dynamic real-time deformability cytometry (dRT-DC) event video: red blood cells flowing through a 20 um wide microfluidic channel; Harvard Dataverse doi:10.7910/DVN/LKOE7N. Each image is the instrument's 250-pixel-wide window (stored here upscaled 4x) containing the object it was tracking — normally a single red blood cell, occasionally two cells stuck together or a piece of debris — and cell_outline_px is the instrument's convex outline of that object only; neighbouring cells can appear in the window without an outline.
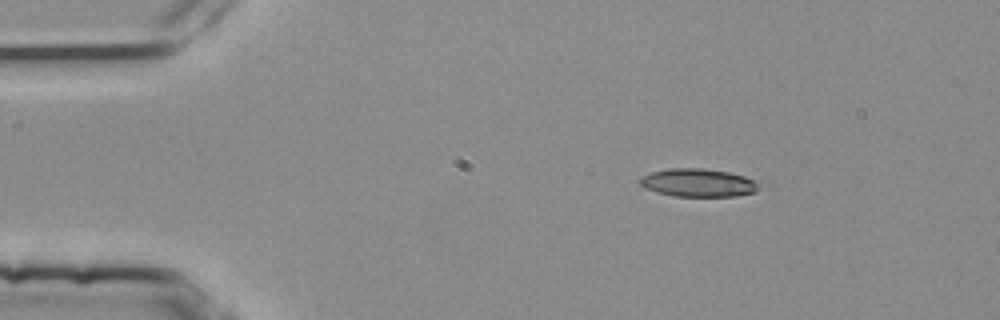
{"species": "common noctule bat (a hibernating species)", "species_latin": "Nyctalus noctula", "temperature_condition": "room temperature", "stored_images_in_passage": 4, "camera_frame_rate_fps": 3000, "um_per_image_px": 0.085, "animal": {"sex": "female", "body_mass_g": 25.1}, "frame": {"image": 1, "passage_image": 2, "time_ms": 0.333, "image_size_px": [1000, 320], "cell_outline_px": [[772, 184], [756, 192], [736, 196], [672, 196], [656, 192], [644, 188], [640, 184], [640, 176], [652, 172], [668, 168], [704, 168], [728, 172], [744, 176]], "centroid_in_image_um": [59.5, 15.54], "position_along_channel_um": 25.5, "area_um2": 20.23}}
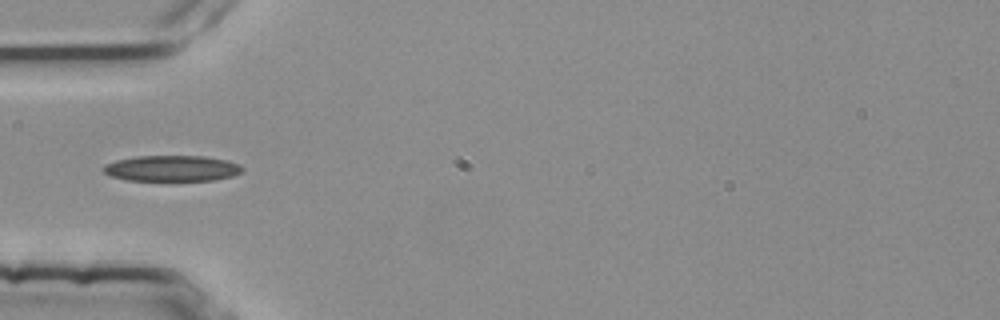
{"frame": {"image": 2, "passage_image": 4, "time_ms": 1.0, "image_size_px": [1000, 320], "cell_outline_px": [[244, 168], [240, 172], [232, 176], [212, 180], [128, 180], [108, 176], [100, 168], [104, 164], [116, 160], [136, 156], [204, 156], [228, 160], [240, 164]], "centroid_in_image_um": [14.57, 14.3], "position_along_channel_um": 70.4, "area_um2": 21.04}}